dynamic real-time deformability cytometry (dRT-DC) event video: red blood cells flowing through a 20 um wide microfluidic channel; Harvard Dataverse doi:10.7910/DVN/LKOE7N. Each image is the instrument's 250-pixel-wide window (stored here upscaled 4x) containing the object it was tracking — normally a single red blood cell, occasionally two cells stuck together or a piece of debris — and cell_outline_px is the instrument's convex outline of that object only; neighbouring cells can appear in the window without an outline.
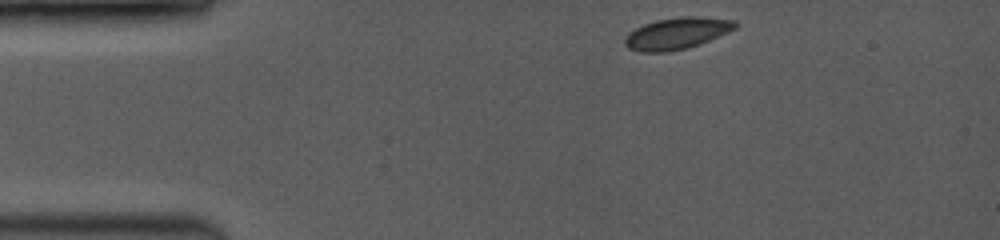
{"species": "common noctule bat (a hibernating species)", "species_latin": "Nyctalus noctula", "temperature_condition": "room temperature", "stored_images_in_passage": 42, "camera_frame_rate_fps": 3500, "um_per_image_px": 0.085, "animal": {"sex": "female", "body_mass_g": 19.0, "forearm_length_mm": 53.3}, "frame": {"image": 1, "passage_image": 1, "time_ms": 0.0, "image_size_px": [1000, 240], "cell_outline_px": [[736, 28], [728, 32], [700, 44], [688, 48], [668, 52], [640, 52], [628, 48], [624, 44], [624, 40], [628, 32], [644, 24], [656, 20], [688, 16], [692, 16], [732, 20], [736, 24]], "centroid_in_image_um": [57.49, 2.86], "position_along_channel_um": 27.5, "area_um2": 20.17}}
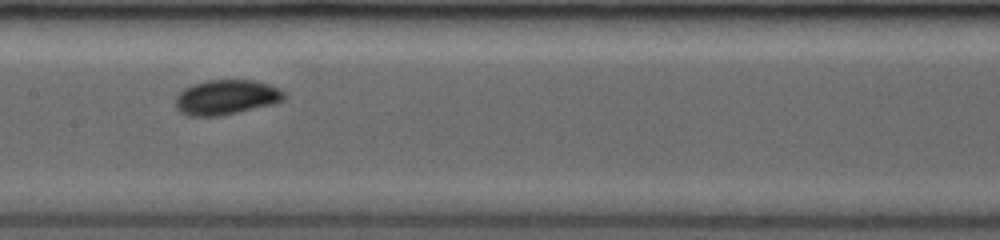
{"frame": {"image": 2, "passage_image": 22, "time_ms": 5.429, "image_size_px": [1000, 240], "cell_outline_px": [[288, 96], [284, 100], [272, 104], [220, 116], [188, 116], [180, 112], [176, 108], [176, 96], [184, 88], [192, 84], [208, 80], [256, 80], [280, 88]], "centroid_in_image_um": [19.24, 8.26], "position_along_channel_um": 188.2, "area_um2": 22.2}}
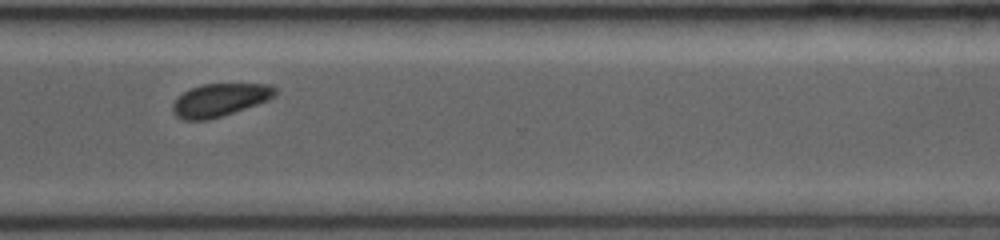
{"frame": {"image": 3, "passage_image": 41, "time_ms": 9.429, "image_size_px": [1000, 240], "cell_outline_px": [[276, 96], [268, 100], [208, 120], [184, 120], [176, 116], [172, 112], [172, 104], [184, 92], [192, 88], [204, 84], [268, 84], [276, 88]], "centroid_in_image_um": [18.68, 8.5], "position_along_channel_um": 351.9, "area_um2": 19.31}}